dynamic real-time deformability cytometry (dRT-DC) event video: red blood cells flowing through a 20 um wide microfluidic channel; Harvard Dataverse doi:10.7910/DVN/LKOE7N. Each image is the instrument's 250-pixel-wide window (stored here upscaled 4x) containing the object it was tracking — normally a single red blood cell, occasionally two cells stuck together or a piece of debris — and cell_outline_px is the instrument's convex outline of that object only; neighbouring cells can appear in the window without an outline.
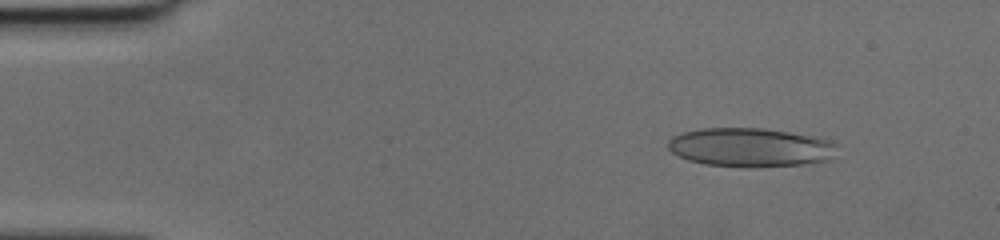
{"species": "human", "species_latin": "Homo sapiens", "temperature_condition": "cold", "stored_images_in_passage": 49, "camera_frame_rate_fps": 3000, "um_per_image_px": 0.085, "donor": {"sex": "female"}, "frame": {"image": 1, "passage_image": 6, "time_ms": 1.667, "image_size_px": [1000, 240], "cell_outline_px": [[836, 144], [828, 160], [804, 164], [760, 168], [748, 168], [704, 164], [688, 160], [672, 152], [668, 148], [668, 140], [672, 136], [680, 132], [704, 128], [764, 128], [812, 136], [828, 140]], "centroid_in_image_um": [63.71, 12.54], "position_along_channel_um": 21.3, "area_um2": 38.38}}
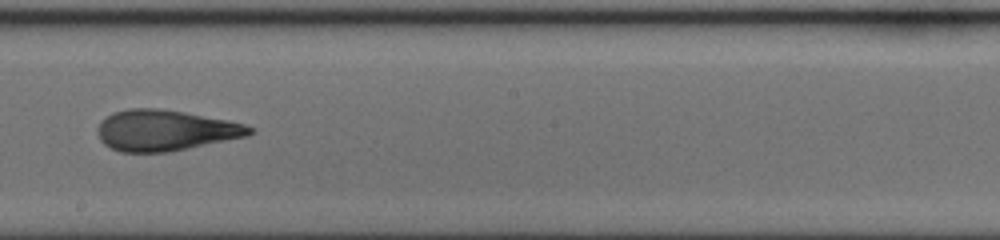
{"frame": {"image": 2, "passage_image": 28, "time_ms": 9.0, "image_size_px": [1000, 240], "cell_outline_px": [[252, 132], [248, 136], [168, 152], [120, 152], [104, 144], [100, 140], [100, 120], [112, 112], [128, 108], [156, 108], [184, 112], [228, 120], [244, 124], [252, 128]], "centroid_in_image_um": [14.03, 11.07], "position_along_channel_um": 234.2, "area_um2": 35.89}}
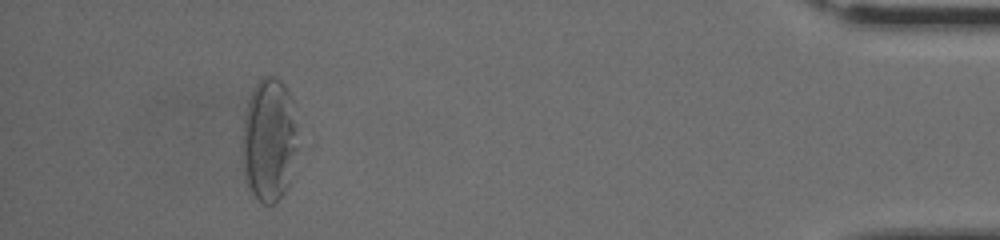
{"frame": {"image": 3, "passage_image": 45, "time_ms": 14.667, "image_size_px": [1000, 240], "cell_outline_px": [[296, 148], [288, 188], [276, 204], [260, 204], [256, 200], [248, 184], [244, 172], [244, 120], [248, 100], [260, 76], [268, 72], [276, 76], [284, 84], [292, 96], [296, 128]], "centroid_in_image_um": [22.89, 11.86], "position_along_channel_um": 412.3, "area_um2": 39.94}}